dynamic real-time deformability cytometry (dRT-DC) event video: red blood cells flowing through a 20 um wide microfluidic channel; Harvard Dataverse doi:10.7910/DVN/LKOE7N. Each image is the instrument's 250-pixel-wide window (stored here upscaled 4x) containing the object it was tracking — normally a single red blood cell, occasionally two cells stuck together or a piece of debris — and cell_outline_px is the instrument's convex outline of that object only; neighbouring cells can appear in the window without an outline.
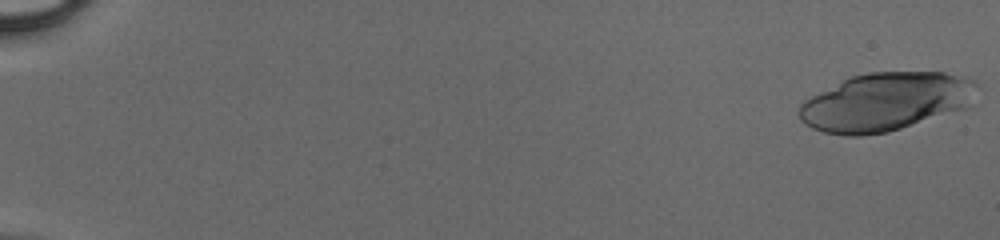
{"species": "human", "species_latin": "Homo sapiens", "temperature_condition": "cold", "stored_images_in_passage": 21, "camera_frame_rate_fps": 3000, "um_per_image_px": 0.085, "donor": {"sex": "male"}, "frame": {"image": 1, "passage_image": 1, "time_ms": 0.0, "image_size_px": [1000, 240], "cell_outline_px": [[980, 88], [968, 108], [888, 132], [860, 136], [844, 136], [824, 132], [812, 128], [804, 124], [800, 120], [796, 112], [800, 104], [804, 100], [852, 76], [868, 72], [944, 72], [968, 76], [976, 80]], "centroid_in_image_um": [75.34, 8.65], "position_along_channel_um": 9.7, "area_um2": 61.04}}
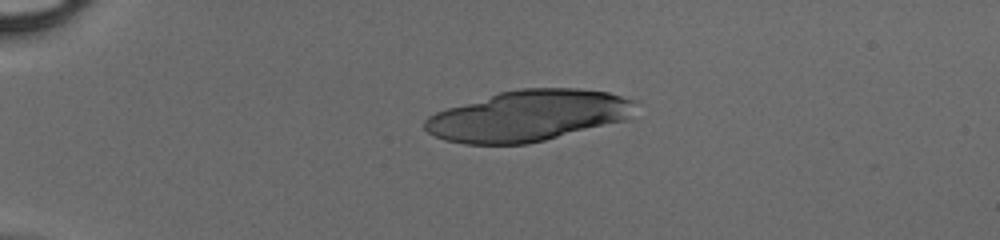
{"frame": {"image": 2, "passage_image": 13, "time_ms": 4.0, "image_size_px": [1000, 240], "cell_outline_px": [[636, 100], [632, 120], [528, 144], [464, 144], [444, 140], [428, 132], [424, 128], [424, 120], [428, 116], [436, 112], [448, 108], [500, 92], [520, 88], [580, 88], [608, 92]], "centroid_in_image_um": [44.99, 9.85], "position_along_channel_um": 40.0, "area_um2": 63.06}}